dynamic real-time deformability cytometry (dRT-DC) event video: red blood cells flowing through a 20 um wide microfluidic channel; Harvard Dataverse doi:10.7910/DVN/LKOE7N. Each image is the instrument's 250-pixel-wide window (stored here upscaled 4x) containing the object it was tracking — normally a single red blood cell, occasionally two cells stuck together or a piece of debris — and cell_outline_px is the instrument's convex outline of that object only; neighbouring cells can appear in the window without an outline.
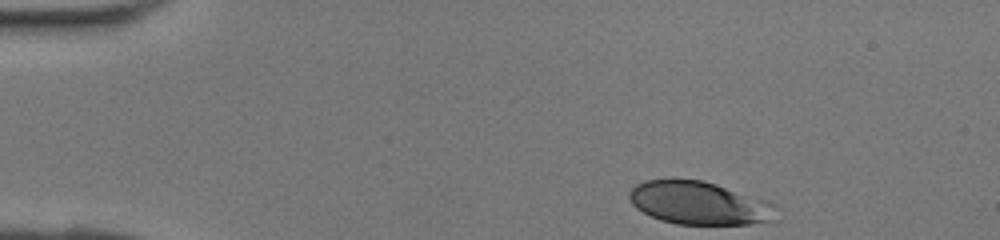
{"species": "human", "species_latin": "Homo sapiens", "temperature_condition": "room temperature", "stored_images_in_passage": 31, "camera_frame_rate_fps": 3000, "um_per_image_px": 0.085, "donor": {"sex": "female"}, "frame": {"image": 1, "passage_image": 1, "time_ms": 0.0, "image_size_px": [1000, 240], "cell_outline_px": [[780, 208], [768, 220], [748, 224], [676, 224], [660, 220], [636, 208], [632, 204], [628, 196], [628, 192], [636, 184], [644, 180], [700, 180], [716, 184], [768, 200], [776, 204]], "centroid_in_image_um": [59.42, 17.26], "position_along_channel_um": 25.6, "area_um2": 36.65}}
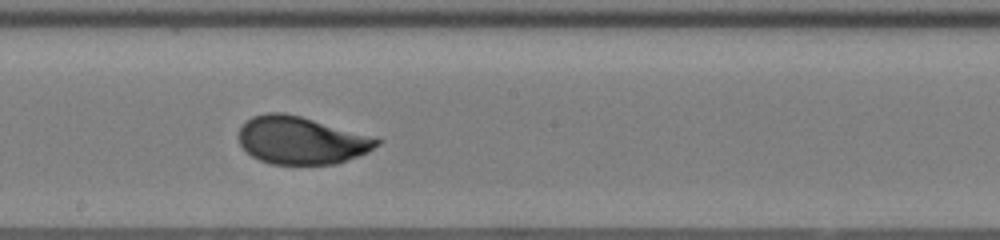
{"frame": {"image": 2, "passage_image": 18, "time_ms": 5.667, "image_size_px": [1000, 240], "cell_outline_px": [[384, 140], [380, 144], [368, 152], [336, 164], [272, 164], [260, 160], [252, 156], [240, 144], [240, 128], [252, 116], [268, 112], [284, 112], [300, 116]], "centroid_in_image_um": [25.62, 11.93], "position_along_channel_um": 222.6, "area_um2": 37.92}}
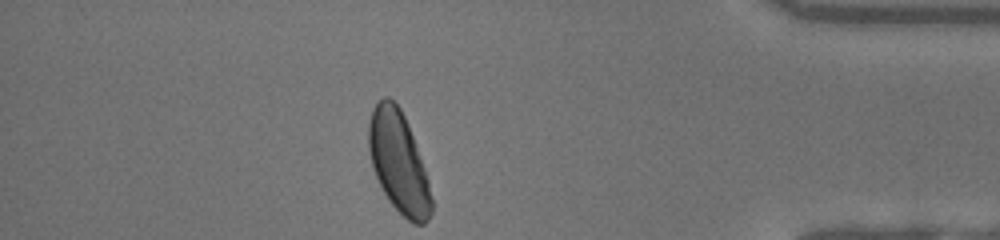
{"frame": {"image": 3, "passage_image": 31, "time_ms": 10.0, "image_size_px": [1000, 240], "cell_outline_px": [[432, 212], [428, 220], [424, 224], [412, 224], [388, 200], [372, 168], [368, 148], [368, 124], [372, 108], [384, 96], [388, 96], [400, 108], [408, 124], [424, 168], [428, 180], [432, 200]], "centroid_in_image_um": [33.87, 13.79], "position_along_channel_um": 401.3, "area_um2": 36.76}}